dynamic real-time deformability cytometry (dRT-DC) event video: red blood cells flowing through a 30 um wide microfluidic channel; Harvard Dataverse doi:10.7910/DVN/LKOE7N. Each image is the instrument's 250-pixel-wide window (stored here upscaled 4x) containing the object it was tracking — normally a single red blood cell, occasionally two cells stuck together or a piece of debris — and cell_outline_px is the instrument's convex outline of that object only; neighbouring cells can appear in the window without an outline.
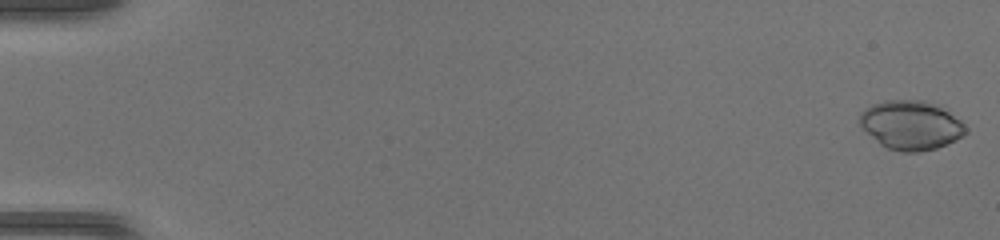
{"species": "common noctule bat (a hibernating species)", "species_latin": "Nyctalus noctula", "temperature_condition": "warm", "stored_images_in_passage": 48, "camera_frame_rate_fps": 3000, "um_per_image_px": 0.085, "animal": {"sex": "female", "body_mass_g": 17.0, "forearm_length_mm": 48.0}, "frame": {"image": 1, "passage_image": 1, "time_ms": 0.0, "image_size_px": [1000, 240], "cell_outline_px": [[968, 132], [936, 148], [920, 152], [900, 152], [888, 148], [880, 144], [860, 124], [860, 112], [864, 108], [872, 104], [884, 100], [924, 100], [940, 104], [960, 120], [968, 128]], "centroid_in_image_um": [77.44, 10.61], "position_along_channel_um": 7.6, "area_um2": 30.29}}
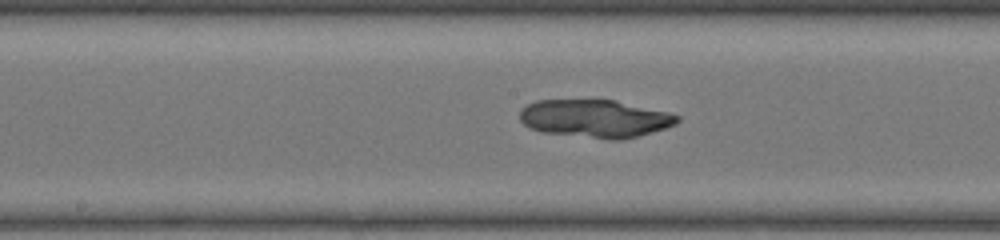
{"frame": {"image": 2, "passage_image": 26, "time_ms": 8.333, "image_size_px": [1000, 240], "cell_outline_px": [[680, 120], [676, 124], [652, 132], [620, 140], [612, 140], [540, 132], [524, 124], [520, 120], [520, 108], [536, 100], [616, 100], [668, 112], [680, 116]], "centroid_in_image_um": [50.58, 10.07], "position_along_channel_um": 197.6, "area_um2": 34.8}}
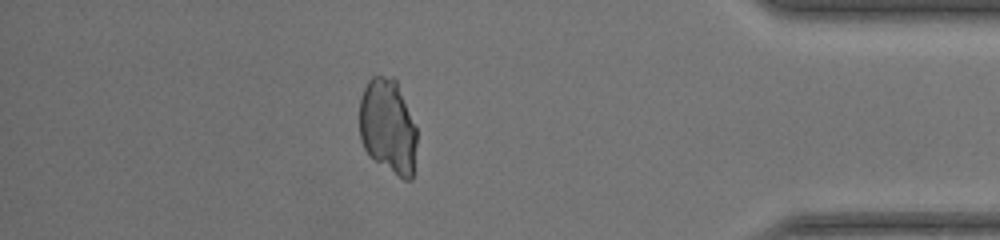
{"frame": {"image": 3, "passage_image": 42, "time_ms": 13.667, "image_size_px": [1000, 240], "cell_outline_px": [[416, 144], [412, 180], [404, 180], [368, 156], [360, 140], [360, 96], [368, 80], [372, 76], [392, 76], [396, 80], [416, 128]], "centroid_in_image_um": [32.95, 10.75], "position_along_channel_um": 402.2, "area_um2": 31.73}}